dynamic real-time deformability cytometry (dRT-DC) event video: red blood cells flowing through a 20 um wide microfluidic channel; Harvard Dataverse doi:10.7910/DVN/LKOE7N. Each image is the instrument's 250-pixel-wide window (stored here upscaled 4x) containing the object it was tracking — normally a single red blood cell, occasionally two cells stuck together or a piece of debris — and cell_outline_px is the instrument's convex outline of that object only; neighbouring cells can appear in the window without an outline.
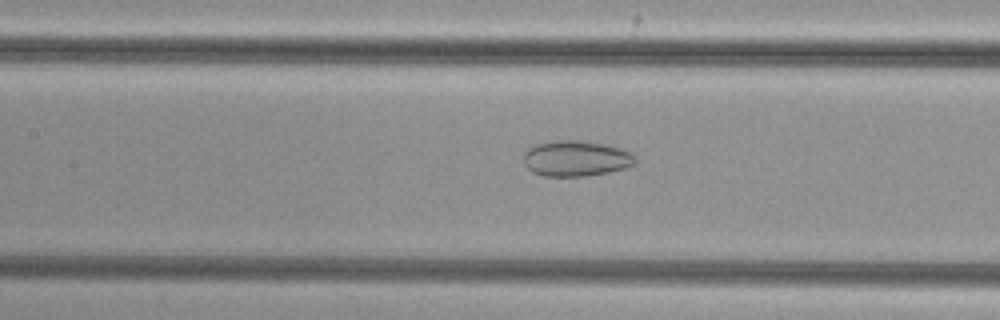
{"species": "common noctule bat (a hibernating species)", "species_latin": "Nyctalus noctula", "temperature_condition": "cold", "stored_images_in_passage": 52, "camera_frame_rate_fps": 3000, "um_per_image_px": 0.085, "animal": {"sex": "female", "body_mass_g": 29.2, "forearm_length_mm": 56.3}, "frame": {"image": 1, "passage_image": 24, "time_ms": 7.667, "image_size_px": [1000, 320], "cell_outline_px": [[636, 164], [624, 168], [608, 172], [584, 176], [544, 176], [532, 172], [524, 164], [524, 152], [528, 148], [536, 144], [556, 140], [576, 140], [608, 144], [632, 152], [636, 156]], "centroid_in_image_um": [48.98, 13.46], "position_along_channel_um": 158.4, "area_um2": 23.41}}
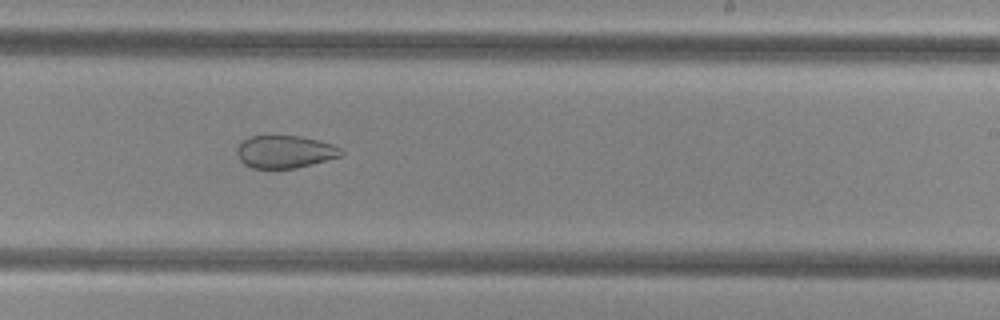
{"frame": {"image": 2, "passage_image": 32, "time_ms": 10.333, "image_size_px": [1000, 320], "cell_outline_px": [[344, 152], [340, 156], [312, 164], [296, 168], [252, 168], [244, 164], [240, 160], [236, 152], [236, 148], [240, 140], [248, 136], [300, 136], [332, 144], [340, 148]], "centroid_in_image_um": [24.16, 12.89], "position_along_channel_um": 264.8, "area_um2": 19.83}}
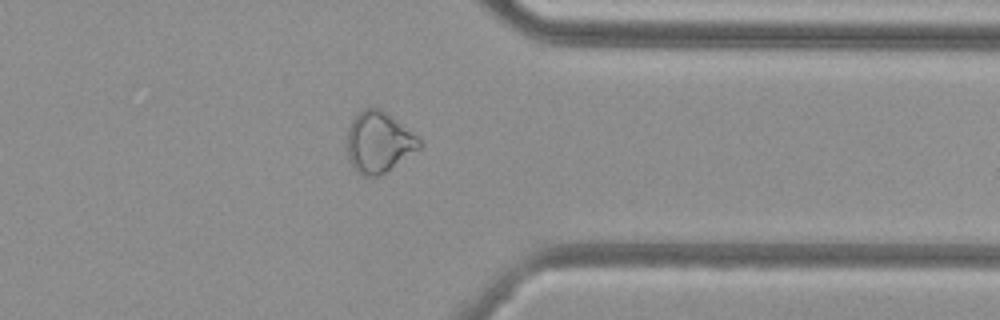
{"frame": {"image": 3, "passage_image": 41, "time_ms": 13.333, "image_size_px": [1000, 320], "cell_outline_px": [[424, 144], [420, 148], [384, 172], [376, 176], [364, 176], [356, 172], [348, 156], [348, 128], [356, 112], [364, 108], [380, 108], [392, 116], [416, 136]], "centroid_in_image_um": [32.18, 12.06], "position_along_channel_um": 379.2, "area_um2": 25.26}}